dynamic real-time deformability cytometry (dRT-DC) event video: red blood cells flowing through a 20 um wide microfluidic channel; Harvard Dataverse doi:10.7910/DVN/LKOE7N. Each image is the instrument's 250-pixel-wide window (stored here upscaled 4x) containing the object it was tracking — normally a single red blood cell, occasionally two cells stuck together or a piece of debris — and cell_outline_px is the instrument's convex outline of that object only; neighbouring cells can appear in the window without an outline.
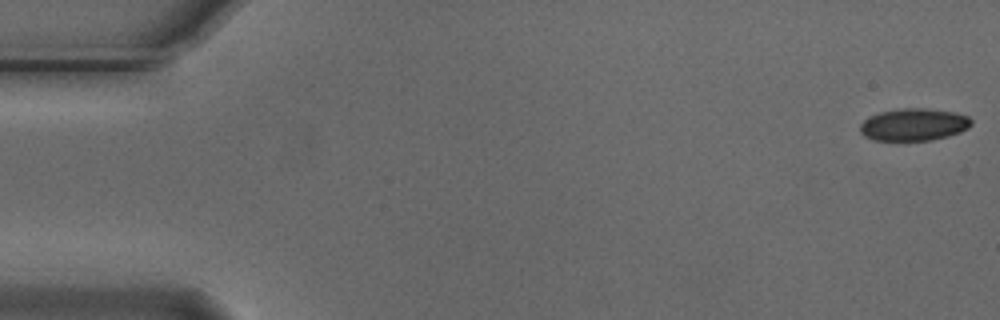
{"species": "Egyptian fruit bat (a non-hibernating species)", "species_latin": "Rousettus aegyptiacus", "temperature_condition": "cold", "stored_images_in_passage": 55, "camera_frame_rate_fps": 3000, "um_per_image_px": 0.085, "animal": {"sex": "male"}, "frame": {"image": 1, "passage_image": 1, "time_ms": 0.0, "image_size_px": [1000, 320], "cell_outline_px": [[972, 124], [968, 128], [960, 132], [948, 136], [932, 140], [872, 140], [864, 136], [860, 132], [860, 124], [868, 116], [880, 112], [900, 108], [928, 108], [952, 112], [968, 116], [972, 120]], "centroid_in_image_um": [77.66, 10.58], "position_along_channel_um": 7.3, "area_um2": 21.04}}
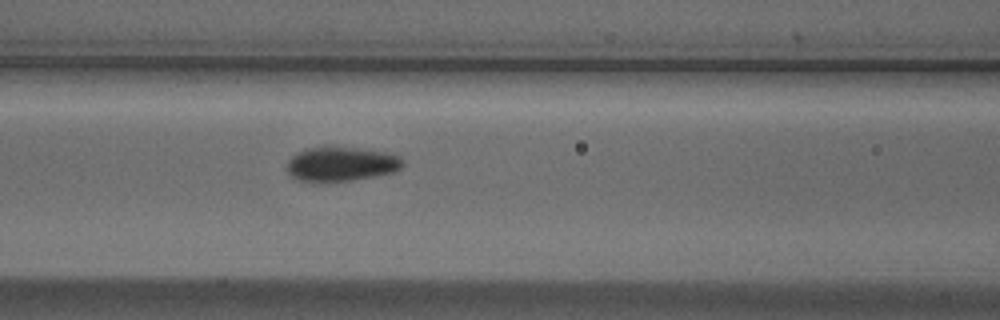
{"frame": {"image": 2, "passage_image": 23, "time_ms": 7.333, "image_size_px": [1000, 320], "cell_outline_px": [[404, 164], [400, 168], [392, 172], [352, 180], [296, 180], [284, 168], [288, 160], [296, 152], [308, 148], [324, 144], [328, 144], [360, 148], [388, 152], [400, 156], [404, 160]], "centroid_in_image_um": [28.98, 13.87], "position_along_channel_um": 137.6, "area_um2": 23.58}}
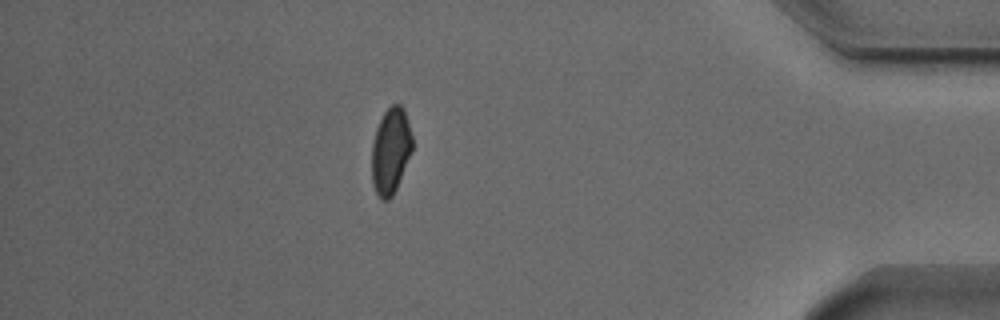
{"frame": {"image": 3, "passage_image": 48, "time_ms": 15.667, "image_size_px": [1000, 320], "cell_outline_px": [[412, 152], [396, 188], [392, 196], [388, 200], [380, 200], [372, 184], [372, 144], [376, 128], [384, 112], [392, 104], [400, 104], [404, 108], [412, 136]], "centroid_in_image_um": [33.2, 12.82], "position_along_channel_um": 402.0, "area_um2": 20.35}, "authors_computed_cell_mechanics": {"area_um2": 22.1374, "velocity_mm_per_s": 3.7195, "shape_relaxation_time_tau1_ms": 4.6006, "shape_relaxation_time_tau2_ms": 6.1137, "deformation_change_tau1": 0.0976, "deformation_change_tau2": 0.0725}}